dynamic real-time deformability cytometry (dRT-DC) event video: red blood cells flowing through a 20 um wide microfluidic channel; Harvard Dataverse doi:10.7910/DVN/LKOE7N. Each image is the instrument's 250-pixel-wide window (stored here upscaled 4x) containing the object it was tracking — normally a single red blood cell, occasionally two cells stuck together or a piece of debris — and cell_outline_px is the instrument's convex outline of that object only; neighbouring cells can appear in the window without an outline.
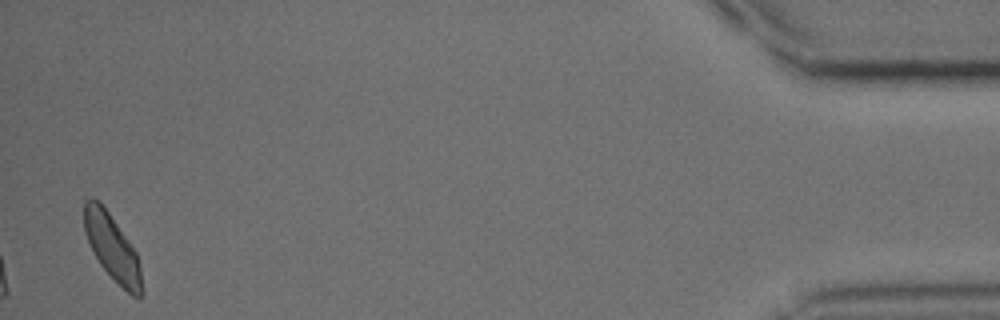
{"species": "common noctule bat (a hibernating species)", "species_latin": "Nyctalus noctula", "temperature_condition": "cold", "stored_images_in_passage": 31, "camera_frame_rate_fps": 3000, "um_per_image_px": 0.085, "animal": {"sex": "male", "body_mass_g": 15.6}, "frame": {"image": 1, "passage_image": 31, "time_ms": 10.0, "image_size_px": [1000, 320], "cell_outline_px": [[144, 296], [140, 300], [132, 296], [100, 264], [92, 252], [84, 232], [84, 200], [88, 196], [92, 196], [108, 212], [128, 240], [136, 252], [140, 268], [144, 292]], "centroid_in_image_um": [9.54, 21.06], "position_along_channel_um": 425.7, "area_um2": 22.02}}